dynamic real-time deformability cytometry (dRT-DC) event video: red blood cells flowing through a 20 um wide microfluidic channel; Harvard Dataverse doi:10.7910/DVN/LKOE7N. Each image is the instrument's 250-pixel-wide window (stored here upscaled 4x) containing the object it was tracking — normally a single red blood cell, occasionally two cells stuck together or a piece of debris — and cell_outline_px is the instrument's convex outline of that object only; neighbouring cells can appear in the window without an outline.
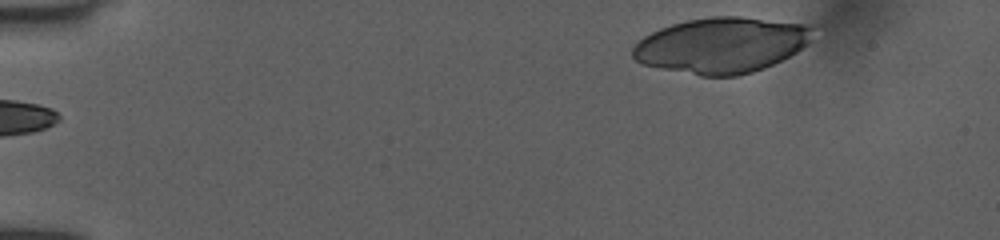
{"species": "human", "species_latin": "Homo sapiens", "temperature_condition": "room temperature", "stored_images_in_passage": 49, "camera_frame_rate_fps": 3000, "um_per_image_px": 0.085, "donor": {"sex": "female"}, "frame": {"image": 1, "passage_image": 1, "time_ms": 0.0, "image_size_px": [1000, 240], "cell_outline_px": [[812, 28], [804, 44], [796, 52], [764, 68], [752, 72], [736, 76], [700, 76], [660, 68], [644, 64], [636, 60], [632, 56], [632, 48], [644, 36], [660, 28], [672, 24], [688, 20], [712, 16], [740, 16], [808, 24]], "centroid_in_image_um": [61.27, 3.84], "position_along_channel_um": 23.7, "area_um2": 57.74}}